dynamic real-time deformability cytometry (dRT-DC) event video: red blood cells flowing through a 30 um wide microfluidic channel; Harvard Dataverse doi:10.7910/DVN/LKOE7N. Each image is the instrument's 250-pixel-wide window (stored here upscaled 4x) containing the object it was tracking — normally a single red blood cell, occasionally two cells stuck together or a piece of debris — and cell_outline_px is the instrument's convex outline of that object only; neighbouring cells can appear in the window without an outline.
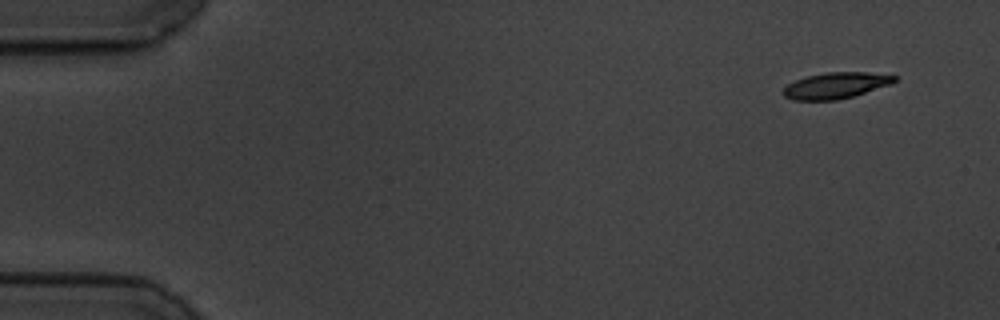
{"species": "common noctule bat (a hibernating species)", "species_latin": "Nyctalus noctula", "temperature_condition": "cold", "stored_images_in_passage": 55, "camera_frame_rate_fps": 3000, "um_per_image_px": 0.085, "animal": {"sex": "male", "body_mass_g": 19.5, "forearm_length_mm": 54.6}, "frame": {"image": 1, "passage_image": 1, "time_ms": 0.0, "image_size_px": [1000, 320], "cell_outline_px": [[896, 80], [892, 84], [852, 96], [836, 100], [792, 100], [784, 96], [784, 88], [788, 84], [804, 76], [828, 72], [868, 72], [896, 76]], "centroid_in_image_um": [71.03, 7.26], "position_along_channel_um": 14.0, "area_um2": 16.82}}
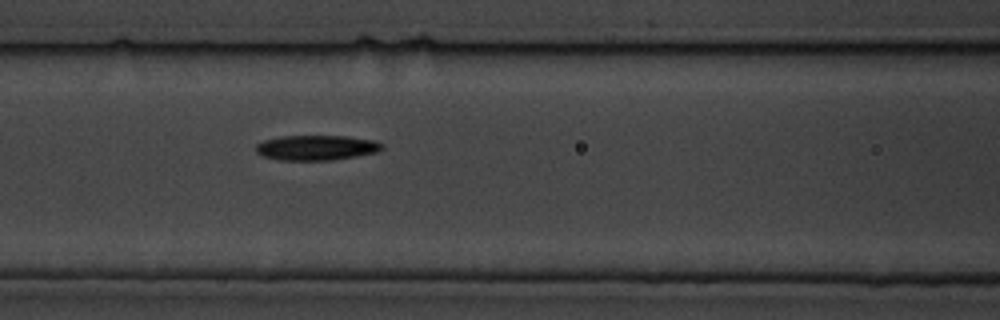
{"frame": {"image": 2, "passage_image": 22, "time_ms": 7.0, "image_size_px": [1000, 320], "cell_outline_px": [[384, 148], [376, 152], [356, 156], [332, 160], [280, 160], [264, 156], [256, 152], [256, 144], [264, 140], [280, 136], [348, 136], [376, 140], [384, 144]], "centroid_in_image_um": [26.92, 12.54], "position_along_channel_um": 139.7, "area_um2": 18.5}}
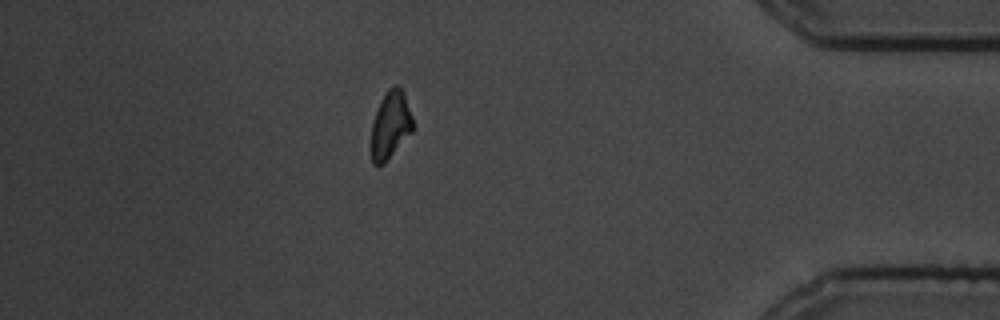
{"frame": {"image": 3, "passage_image": 48, "time_ms": 15.667, "image_size_px": [1000, 320], "cell_outline_px": [[416, 128], [384, 164], [372, 164], [372, 120], [380, 100], [388, 88], [392, 84], [396, 84], [404, 92]], "centroid_in_image_um": [33.22, 10.59], "position_along_channel_um": 402.0, "area_um2": 16.65}, "authors_computed_cell_mechanics": {"area_um2": 17.5134, "velocity_mm_per_s": 3.4684, "shape_relaxation_time_tau1_ms": 4.428, "shape_relaxation_time_tau2_ms": null, "deformation_change_tau1": 0.1284, "deformation_change_tau2": null}}